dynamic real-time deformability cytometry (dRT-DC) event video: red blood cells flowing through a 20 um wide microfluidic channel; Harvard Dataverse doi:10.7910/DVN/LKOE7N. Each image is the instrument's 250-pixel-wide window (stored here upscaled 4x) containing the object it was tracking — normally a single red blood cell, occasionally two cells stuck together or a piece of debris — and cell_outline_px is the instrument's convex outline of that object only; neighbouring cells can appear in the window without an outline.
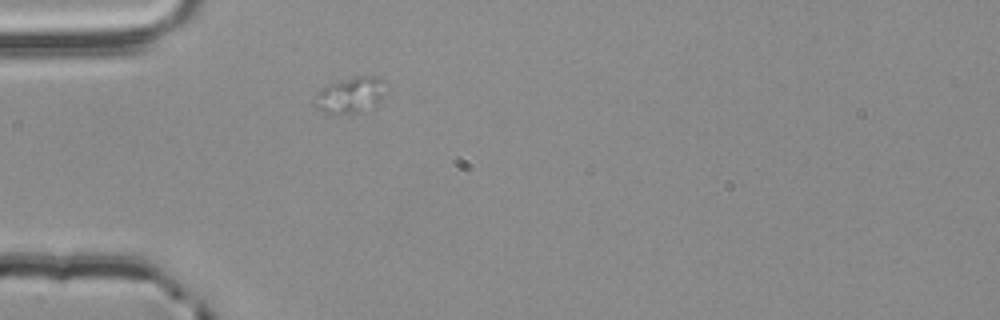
{"species": "common noctule bat (a hibernating species)", "species_latin": "Nyctalus noctula", "temperature_condition": "room temperature", "stored_images_in_passage": 5, "segment_of_instrument_passage": [2, 2], "camera_frame_rate_fps": 3000, "um_per_image_px": 0.085, "animal": {"sex": "male", "body_mass_g": 20.4}, "frame": {"image": 1, "passage_image": 5, "time_ms": 1.333, "image_size_px": [1000, 320], "cell_outline_px": [[384, 80], [380, 100], [376, 104], [364, 112], [324, 112], [312, 108], [312, 100], [316, 92], [324, 84], [356, 76], [380, 76]], "centroid_in_image_um": [29.67, 8.06], "position_along_channel_um": 55.3, "area_um2": 15.03}}